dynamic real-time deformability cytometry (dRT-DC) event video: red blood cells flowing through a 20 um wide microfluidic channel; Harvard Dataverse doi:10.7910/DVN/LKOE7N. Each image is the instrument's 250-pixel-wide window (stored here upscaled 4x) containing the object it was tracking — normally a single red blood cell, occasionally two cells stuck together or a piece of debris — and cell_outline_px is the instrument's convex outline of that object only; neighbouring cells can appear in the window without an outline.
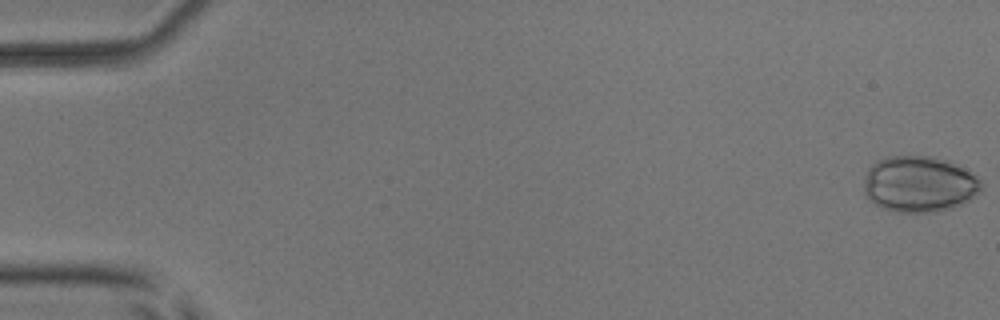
{"species": "common noctule bat (a hibernating species)", "species_latin": "Nyctalus noctula", "temperature_condition": "room temperature", "stored_images_in_passage": 53, "camera_frame_rate_fps": 3000, "um_per_image_px": 0.085, "animal": {"sex": "male", "body_mass_g": 17.9, "forearm_length_mm": 54.2}, "frame": {"image": 1, "passage_image": 1, "time_ms": 0.0, "image_size_px": [1000, 320], "cell_outline_px": [[980, 188], [968, 200], [952, 208], [932, 212], [900, 212], [884, 208], [876, 204], [864, 192], [864, 176], [868, 168], [876, 160], [888, 156], [932, 156], [948, 160], [976, 176], [980, 180]], "centroid_in_image_um": [78.09, 15.63], "position_along_channel_um": 6.9, "area_um2": 37.97}}
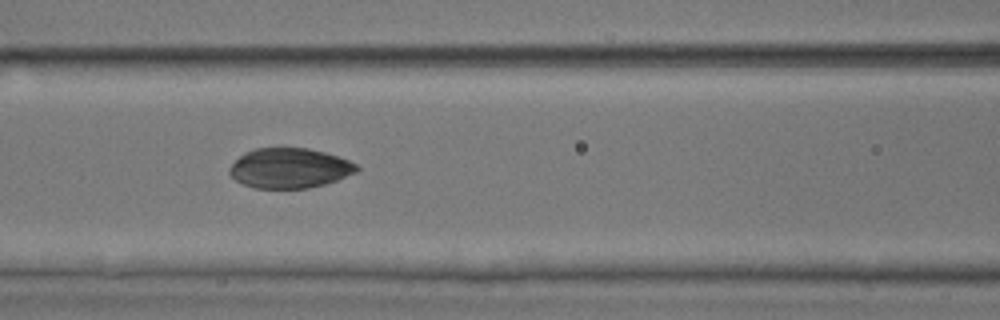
{"frame": {"image": 2, "passage_image": 24, "time_ms": 7.667, "image_size_px": [1000, 320], "cell_outline_px": [[360, 168], [356, 172], [336, 180], [324, 184], [308, 188], [256, 188], [244, 184], [236, 180], [228, 172], [228, 168], [244, 152], [256, 148], [308, 148], [324, 152], [348, 160], [356, 164]], "centroid_in_image_um": [24.6, 14.29], "position_along_channel_um": 142.0, "area_um2": 29.42}}
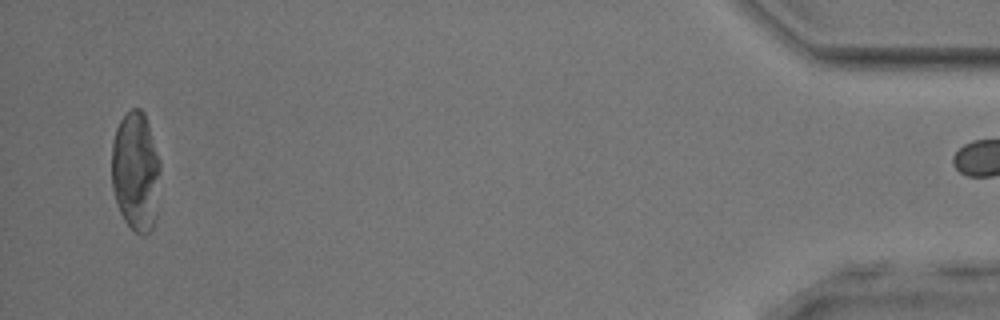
{"frame": {"image": 3, "passage_image": 52, "time_ms": 17.0, "image_size_px": [1000, 320], "cell_outline_px": [[160, 168], [156, 216], [152, 228], [144, 236], [140, 236], [124, 220], [120, 212], [112, 188], [112, 144], [116, 128], [120, 120], [132, 108], [140, 108], [144, 112], [148, 124], [160, 164]], "centroid_in_image_um": [11.53, 14.59], "position_along_channel_um": 423.7, "area_um2": 33.64}}